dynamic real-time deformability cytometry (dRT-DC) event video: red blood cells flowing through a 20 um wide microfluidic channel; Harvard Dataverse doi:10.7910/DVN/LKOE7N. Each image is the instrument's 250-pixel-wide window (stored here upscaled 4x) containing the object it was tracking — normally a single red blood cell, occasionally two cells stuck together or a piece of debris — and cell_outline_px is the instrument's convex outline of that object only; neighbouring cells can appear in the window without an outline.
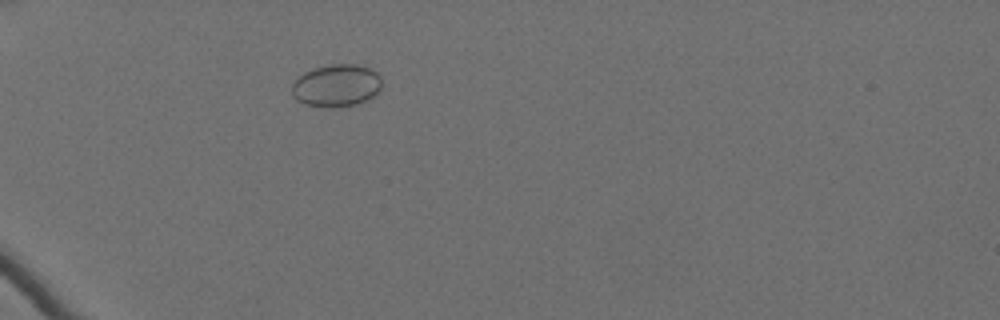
{"species": "Egyptian fruit bat (a non-hibernating species)", "species_latin": "Rousettus aegyptiacus", "temperature_condition": "cold", "stored_images_in_passage": 56, "camera_frame_rate_fps": 3000, "um_per_image_px": 0.085, "animal": {"sex": "female"}, "frame": {"image": 1, "passage_image": 16, "time_ms": 5.0, "image_size_px": [1000, 320], "cell_outline_px": [[380, 88], [368, 100], [356, 104], [332, 108], [304, 104], [292, 96], [292, 84], [304, 72], [316, 68], [332, 64], [356, 64], [368, 68], [376, 72], [380, 76]], "centroid_in_image_um": [28.58, 7.28], "position_along_channel_um": 56.4, "area_um2": 22.02}}
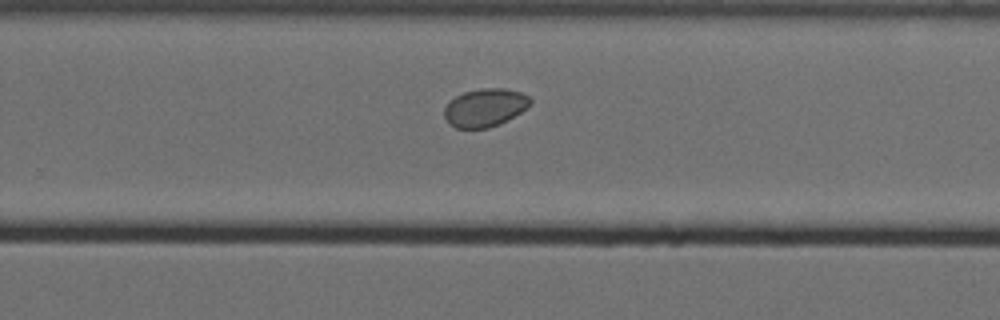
{"frame": {"image": 2, "passage_image": 38, "time_ms": 12.333, "image_size_px": [1000, 320], "cell_outline_px": [[532, 104], [528, 108], [508, 120], [500, 124], [488, 128], [456, 128], [448, 124], [444, 116], [444, 104], [448, 100], [464, 92], [480, 88], [504, 88], [520, 92], [528, 96], [532, 100]], "centroid_in_image_um": [41.21, 9.15], "position_along_channel_um": 288.6, "area_um2": 19.48}}
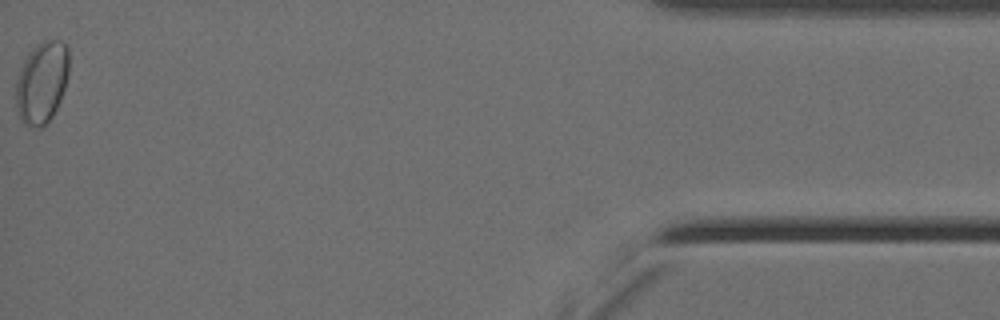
{"frame": {"image": 3, "passage_image": 56, "time_ms": 18.333, "image_size_px": [1000, 320], "cell_outline_px": [[68, 76], [60, 100], [52, 116], [40, 128], [28, 128], [20, 120], [16, 104], [16, 84], [20, 68], [28, 52], [36, 44], [44, 40], [60, 40], [68, 48]], "centroid_in_image_um": [3.54, 7.0], "position_along_channel_um": 431.7, "area_um2": 25.37}}